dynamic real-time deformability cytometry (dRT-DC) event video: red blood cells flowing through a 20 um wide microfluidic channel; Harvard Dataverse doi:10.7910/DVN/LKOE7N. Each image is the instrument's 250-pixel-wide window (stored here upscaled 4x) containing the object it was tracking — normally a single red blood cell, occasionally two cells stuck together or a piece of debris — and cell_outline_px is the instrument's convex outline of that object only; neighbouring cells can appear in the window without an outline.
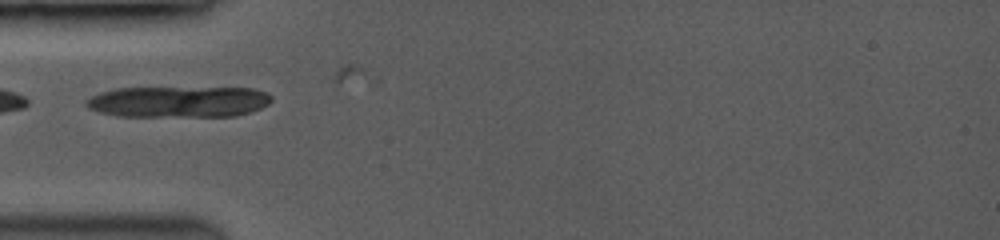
{"species": "common noctule bat (a hibernating species)", "species_latin": "Nyctalus noctula", "temperature_condition": "room temperature", "stored_images_in_passage": 5, "camera_frame_rate_fps": 3500, "um_per_image_px": 0.085, "animal": {"sex": "female", "body_mass_g": 19.0, "forearm_length_mm": 53.3}, "frame": {"image": 1, "passage_image": 1, "time_ms": 0.0, "image_size_px": [1000, 240], "cell_outline_px": [[272, 100], [268, 104], [260, 108], [236, 116], [120, 116], [100, 112], [84, 104], [84, 100], [92, 96], [104, 92], [120, 88], [252, 88], [264, 92], [272, 96]], "centroid_in_image_um": [15.2, 8.65], "position_along_channel_um": 69.8, "area_um2": 33.29}}